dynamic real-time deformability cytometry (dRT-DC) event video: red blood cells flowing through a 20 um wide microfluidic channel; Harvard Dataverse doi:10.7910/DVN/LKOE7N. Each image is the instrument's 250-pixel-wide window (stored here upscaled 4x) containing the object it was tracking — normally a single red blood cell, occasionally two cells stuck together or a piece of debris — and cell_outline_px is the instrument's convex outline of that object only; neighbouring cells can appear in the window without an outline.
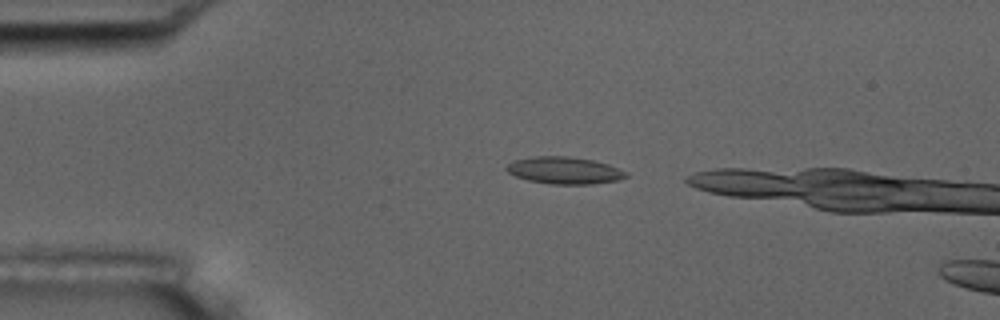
{"species": "common noctule bat (a hibernating species)", "species_latin": "Nyctalus noctula", "temperature_condition": "room temperature", "stored_images_in_passage": 3, "camera_frame_rate_fps": 3000, "um_per_image_px": 0.085, "animal": {"sex": "male", "body_mass_g": 17.5, "forearm_length_mm": 52.3}, "frame": {"image": 1, "passage_image": 2, "time_ms": 1.333, "image_size_px": [1000, 320], "cell_outline_px": [[628, 176], [620, 180], [592, 184], [552, 184], [528, 180], [516, 176], [508, 172], [504, 168], [508, 164], [516, 160], [536, 156], [568, 156], [592, 160], [608, 164], [628, 172]], "centroid_in_image_um": [48.01, 14.49], "position_along_channel_um": 37.0, "area_um2": 18.79}}